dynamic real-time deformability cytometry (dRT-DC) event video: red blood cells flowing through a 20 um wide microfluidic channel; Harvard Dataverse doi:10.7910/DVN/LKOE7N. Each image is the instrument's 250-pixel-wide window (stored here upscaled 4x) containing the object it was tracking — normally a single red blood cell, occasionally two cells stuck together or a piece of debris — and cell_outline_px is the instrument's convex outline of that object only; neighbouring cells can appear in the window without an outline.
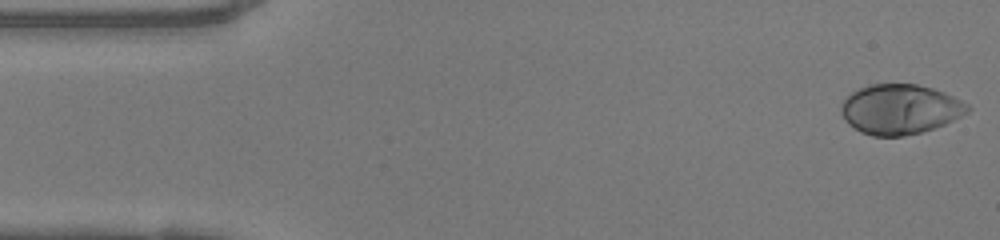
{"species": "human", "species_latin": "Homo sapiens", "temperature_condition": "warm", "stored_images_in_passage": 49, "camera_frame_rate_fps": 3000, "um_per_image_px": 0.085, "donor": {"sex": "female"}, "frame": {"image": 1, "passage_image": 1, "time_ms": 0.0, "image_size_px": [1000, 240], "cell_outline_px": [[972, 108], [968, 112], [944, 124], [920, 132], [904, 136], [872, 136], [860, 132], [848, 124], [844, 120], [840, 112], [840, 104], [852, 92], [868, 84], [916, 84], [932, 88], [944, 92], [968, 104]], "centroid_in_image_um": [76.47, 9.28], "position_along_channel_um": 8.5, "area_um2": 36.76}}
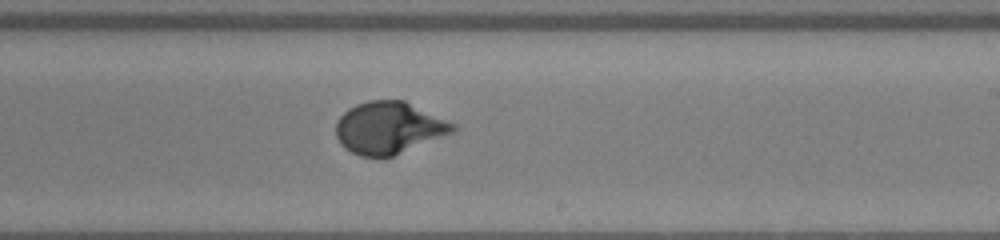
{"frame": {"image": 2, "passage_image": 28, "time_ms": 9.0, "image_size_px": [1000, 240], "cell_outline_px": [[456, 128], [452, 132], [384, 160], [360, 156], [352, 152], [340, 144], [336, 136], [336, 120], [348, 108], [356, 104], [368, 100], [404, 100], [456, 124]], "centroid_in_image_um": [33.01, 10.88], "position_along_channel_um": 256.0, "area_um2": 35.72}}
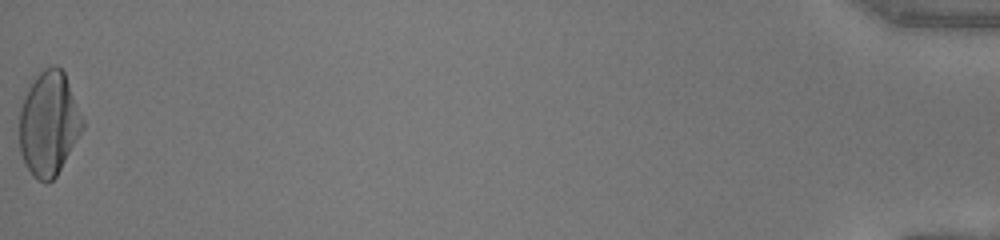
{"frame": {"image": 3, "passage_image": 49, "time_ms": 16.0, "image_size_px": [1000, 240], "cell_outline_px": [[84, 128], [56, 176], [52, 180], [36, 180], [32, 176], [20, 152], [20, 108], [24, 96], [28, 88], [36, 76], [44, 68], [52, 64], [56, 64], [64, 72], [84, 120]], "centroid_in_image_um": [4.15, 10.48], "position_along_channel_um": 431.0, "area_um2": 38.09}, "authors_computed_cell_mechanics": {"area_um2": 35.258, "velocity_mm_per_s": 4.0872, "shape_relaxation_time_tau1_ms": 3.8566, "shape_relaxation_time_tau2_ms": null, "deformation_change_tau1": 0.2257, "deformation_change_tau2": null}}